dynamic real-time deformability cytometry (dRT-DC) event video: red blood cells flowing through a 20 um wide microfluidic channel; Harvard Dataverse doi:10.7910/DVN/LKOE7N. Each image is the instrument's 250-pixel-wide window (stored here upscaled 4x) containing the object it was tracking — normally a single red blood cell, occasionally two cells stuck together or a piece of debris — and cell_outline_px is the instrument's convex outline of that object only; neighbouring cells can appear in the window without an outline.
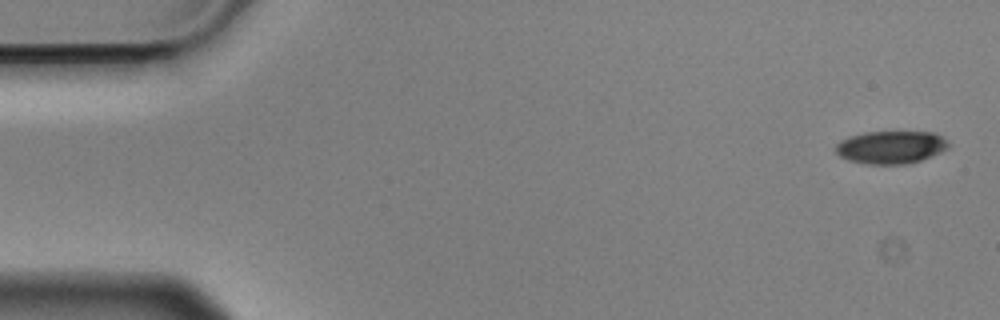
{"species": "Egyptian fruit bat (a non-hibernating species)", "species_latin": "Rousettus aegyptiacus", "temperature_condition": "cold", "stored_images_in_passage": 55, "camera_frame_rate_fps": 3000, "um_per_image_px": 0.085, "animal": {"sex": "male"}, "frame": {"image": 1, "passage_image": 1, "time_ms": 0.0, "image_size_px": [1000, 320], "cell_outline_px": [[952, 144], [948, 148], [940, 152], [920, 160], [908, 164], [868, 164], [848, 160], [840, 156], [832, 148], [840, 140], [848, 136], [864, 132], [936, 132]], "centroid_in_image_um": [75.71, 12.5], "position_along_channel_um": 9.3, "area_um2": 21.79}}
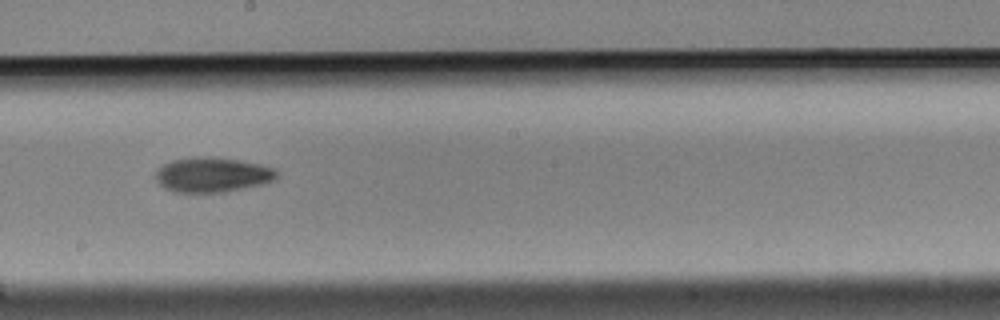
{"frame": {"image": 2, "passage_image": 30, "time_ms": 9.667, "image_size_px": [1000, 320], "cell_outline_px": [[276, 176], [272, 180], [264, 184], [224, 192], [176, 192], [164, 188], [156, 180], [156, 172], [164, 164], [172, 160], [192, 156], [204, 156], [236, 160], [260, 164], [272, 168], [276, 172]], "centroid_in_image_um": [18.02, 14.85], "position_along_channel_um": 230.2, "area_um2": 24.33}}
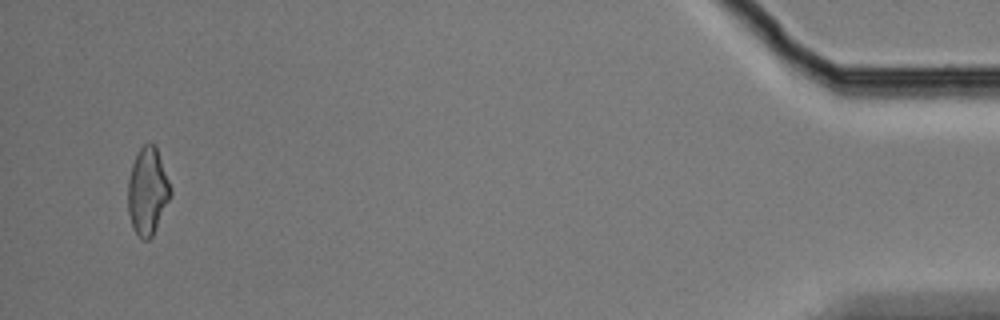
{"frame": {"image": 3, "passage_image": 53, "time_ms": 17.333, "image_size_px": [1000, 320], "cell_outline_px": [[172, 192], [152, 236], [148, 240], [144, 240], [132, 228], [128, 212], [128, 180], [132, 164], [140, 148], [148, 140], [156, 144], [172, 188]], "centroid_in_image_um": [12.55, 16.19], "position_along_channel_um": 422.7, "area_um2": 21.68}, "authors_computed_cell_mechanics": {"area_um2": 23.12, "velocity_mm_per_s": 3.5879, "shape_relaxation_time_tau1_ms": 3.4327, "shape_relaxation_time_tau2_ms": null, "deformation_change_tau1": 0.1345, "deformation_change_tau2": null}}